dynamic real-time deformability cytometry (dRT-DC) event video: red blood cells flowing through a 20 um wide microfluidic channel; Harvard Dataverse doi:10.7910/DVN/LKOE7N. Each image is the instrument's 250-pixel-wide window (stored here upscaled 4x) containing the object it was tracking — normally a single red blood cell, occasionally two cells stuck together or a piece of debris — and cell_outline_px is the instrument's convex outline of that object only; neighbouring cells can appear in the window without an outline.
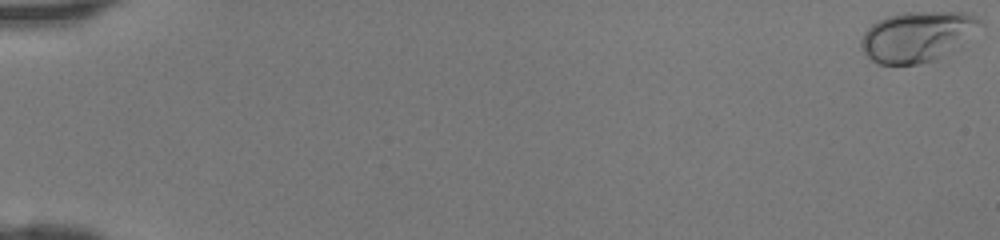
{"species": "human", "species_latin": "Homo sapiens", "temperature_condition": "room temperature", "stored_images_in_passage": 47, "camera_frame_rate_fps": 3000, "um_per_image_px": 0.085, "donor": {"sex": "female"}, "frame": {"image": 1, "passage_image": 1, "time_ms": 0.0, "image_size_px": [1000, 240], "cell_outline_px": [[984, 24], [960, 48], [936, 60], [920, 64], [876, 64], [868, 60], [860, 48], [860, 40], [864, 32], [876, 20], [888, 16], [904, 12], [964, 12], [976, 16], [984, 20]], "centroid_in_image_um": [78.0, 3.12], "position_along_channel_um": 7.0, "area_um2": 35.89}}
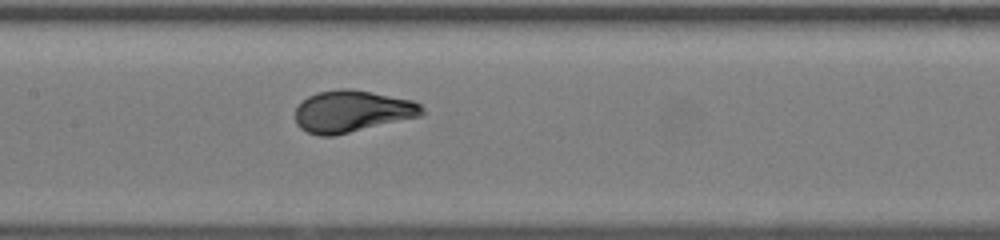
{"frame": {"image": 2, "passage_image": 25, "time_ms": 8.0, "image_size_px": [1000, 240], "cell_outline_px": [[424, 112], [420, 116], [332, 136], [320, 136], [308, 132], [300, 128], [296, 124], [296, 108], [308, 96], [316, 92], [340, 88], [348, 88], [412, 100], [420, 104], [424, 108]], "centroid_in_image_um": [29.9, 9.46], "position_along_channel_um": 177.5, "area_um2": 30.58}}
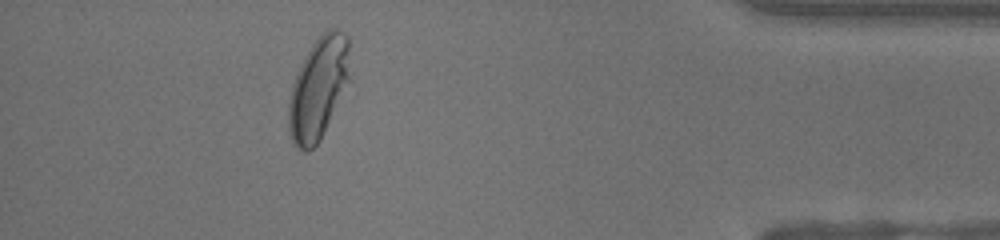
{"frame": {"image": 3, "passage_image": 43, "time_ms": 14.0, "image_size_px": [1000, 240], "cell_outline_px": [[352, 80], [320, 140], [308, 152], [304, 152], [296, 148], [288, 132], [288, 100], [292, 84], [300, 64], [304, 56], [312, 44], [328, 28], [336, 28], [344, 32], [348, 36]], "centroid_in_image_um": [27.1, 7.5], "position_along_channel_um": 408.1, "area_um2": 37.51}}